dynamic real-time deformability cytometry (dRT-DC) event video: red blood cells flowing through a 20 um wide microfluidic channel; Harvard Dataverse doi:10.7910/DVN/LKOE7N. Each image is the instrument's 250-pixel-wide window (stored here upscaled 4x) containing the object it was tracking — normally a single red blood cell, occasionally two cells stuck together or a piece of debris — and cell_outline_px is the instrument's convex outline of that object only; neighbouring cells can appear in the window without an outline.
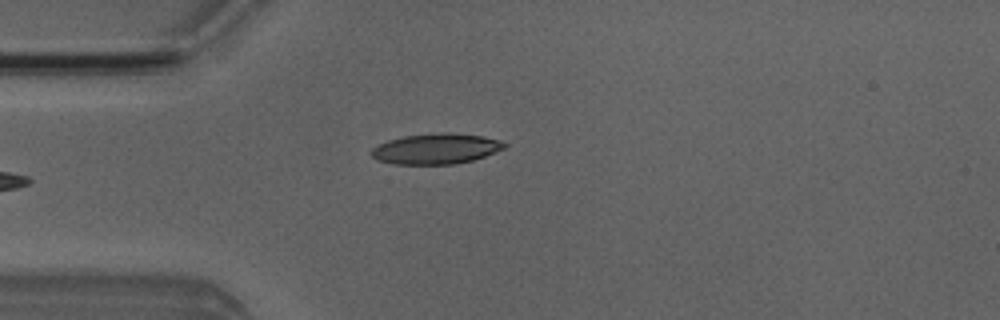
{"species": "Egyptian fruit bat (a non-hibernating species)", "species_latin": "Rousettus aegyptiacus", "temperature_condition": "room temperature", "stored_images_in_passage": 4, "camera_frame_rate_fps": 3000, "um_per_image_px": 0.085, "animal": {"sex": "male"}, "frame": {"image": 1, "passage_image": 4, "time_ms": 3.667, "image_size_px": [1000, 320], "cell_outline_px": [[508, 144], [504, 148], [484, 156], [472, 160], [456, 164], [392, 164], [376, 160], [372, 156], [372, 148], [388, 140], [404, 136], [444, 132], [448, 132], [484, 136], [500, 140]], "centroid_in_image_um": [37.06, 12.64], "position_along_channel_um": 47.9, "area_um2": 23.58}}